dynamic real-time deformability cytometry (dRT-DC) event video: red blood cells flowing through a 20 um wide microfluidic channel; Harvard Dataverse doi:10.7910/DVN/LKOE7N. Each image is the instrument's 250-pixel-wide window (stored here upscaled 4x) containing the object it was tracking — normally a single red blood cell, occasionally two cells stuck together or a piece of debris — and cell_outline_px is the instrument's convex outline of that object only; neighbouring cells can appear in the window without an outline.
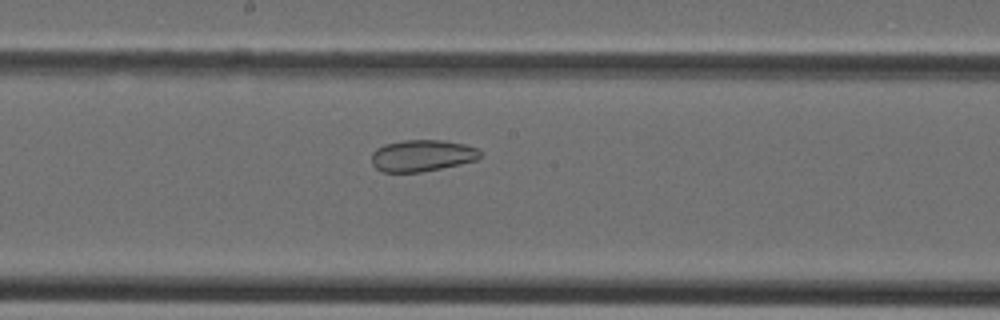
{"species": "Egyptian fruit bat (a non-hibernating species)", "species_latin": "Rousettus aegyptiacus", "temperature_condition": "cold", "stored_images_in_passage": 29, "camera_frame_rate_fps": 3000, "um_per_image_px": 0.085, "animal": {"sex": "female"}, "frame": {"image": 1, "passage_image": 10, "time_ms": 3.0, "image_size_px": [1000, 320], "cell_outline_px": [[484, 152], [476, 160], [460, 164], [420, 172], [384, 172], [376, 168], [372, 164], [372, 152], [376, 148], [384, 144], [404, 140], [444, 140], [464, 144], [476, 148]], "centroid_in_image_um": [35.87, 13.22], "position_along_channel_um": 212.3, "area_um2": 20.06}}
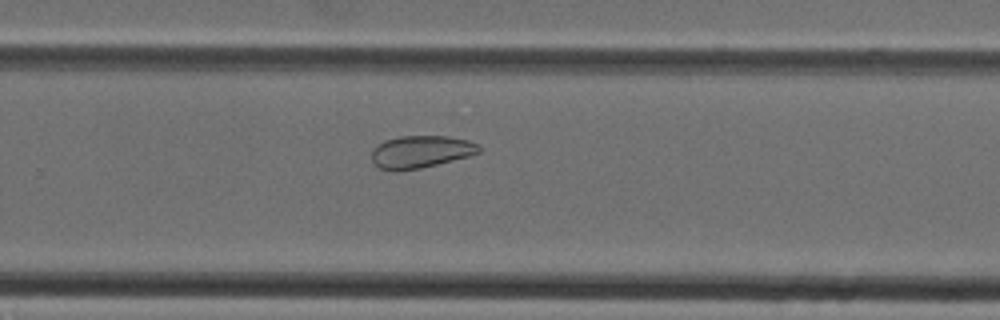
{"frame": {"image": 2, "passage_image": 15, "time_ms": 4.667, "image_size_px": [1000, 320], "cell_outline_px": [[480, 152], [468, 156], [420, 168], [396, 172], [380, 168], [372, 160], [372, 148], [384, 140], [400, 136], [448, 136], [468, 140], [476, 144], [480, 148]], "centroid_in_image_um": [35.72, 12.9], "position_along_channel_um": 294.1, "area_um2": 20.17}}
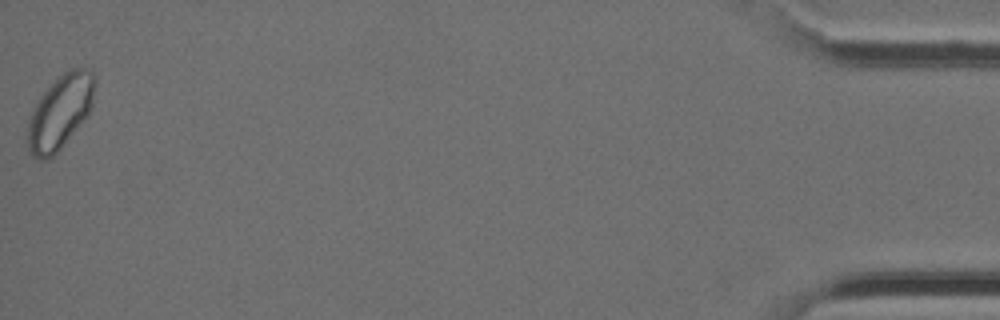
{"frame": {"image": 3, "passage_image": 29, "time_ms": 9.333, "image_size_px": [1000, 320], "cell_outline_px": [[96, 80], [92, 104], [88, 116], [60, 148], [52, 156], [44, 160], [40, 160], [32, 156], [28, 148], [28, 120], [32, 108], [40, 96], [68, 68], [92, 68], [96, 76]], "centroid_in_image_um": [5.14, 9.49], "position_along_channel_um": 430.1, "area_um2": 28.96}}